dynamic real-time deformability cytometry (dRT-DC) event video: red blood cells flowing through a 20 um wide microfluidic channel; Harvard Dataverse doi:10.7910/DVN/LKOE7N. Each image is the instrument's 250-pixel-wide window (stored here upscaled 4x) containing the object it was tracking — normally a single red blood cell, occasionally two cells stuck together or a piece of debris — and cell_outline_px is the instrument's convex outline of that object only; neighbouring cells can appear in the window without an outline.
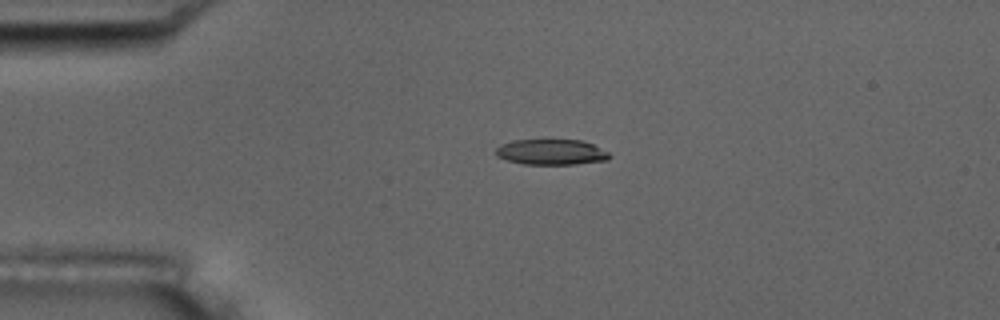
{"species": "common noctule bat (a hibernating species)", "species_latin": "Nyctalus noctula", "temperature_condition": "room temperature", "stored_images_in_passage": 4, "camera_frame_rate_fps": 3000, "um_per_image_px": 0.085, "animal": {"sex": "male", "body_mass_g": 17.5, "forearm_length_mm": 52.3}, "frame": {"image": 1, "passage_image": 3, "time_ms": 2.333, "image_size_px": [1000, 320], "cell_outline_px": [[612, 156], [608, 160], [576, 164], [524, 164], [508, 160], [496, 156], [496, 148], [500, 144], [512, 140], [580, 140], [592, 144], [608, 152]], "centroid_in_image_um": [46.85, 12.92], "position_along_channel_um": 38.1, "area_um2": 16.88}}